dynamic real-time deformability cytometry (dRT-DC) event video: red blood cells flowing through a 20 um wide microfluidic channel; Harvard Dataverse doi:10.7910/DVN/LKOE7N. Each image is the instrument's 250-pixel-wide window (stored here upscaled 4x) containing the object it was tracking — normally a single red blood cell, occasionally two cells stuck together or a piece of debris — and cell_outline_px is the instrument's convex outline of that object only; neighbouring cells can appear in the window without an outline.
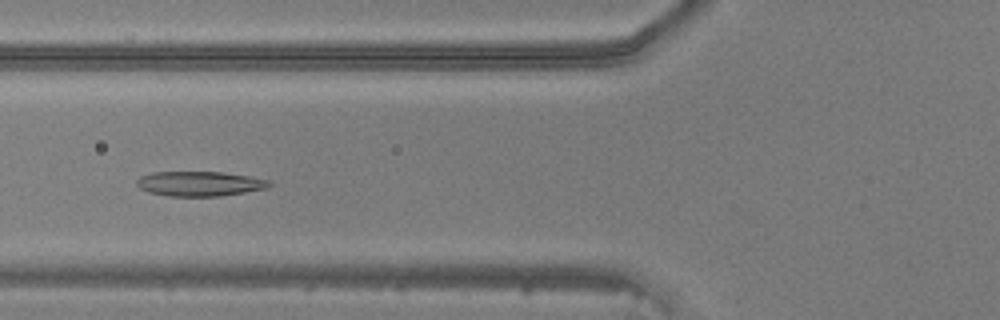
{"species": "common noctule bat (a hibernating species)", "species_latin": "Nyctalus noctula", "temperature_condition": "warm", "stored_images_in_passage": 47, "camera_frame_rate_fps": 3000, "um_per_image_px": 0.085, "animal": {"sex": "male", "body_mass_g": 20.5, "forearm_length_mm": 52.5}, "frame": {"image": 1, "passage_image": 18, "time_ms": 5.667, "image_size_px": [1000, 320], "cell_outline_px": [[272, 184], [268, 188], [220, 196], [168, 196], [148, 192], [140, 188], [136, 184], [136, 180], [140, 176], [152, 172], [224, 172], [248, 176], [268, 180]], "centroid_in_image_um": [16.95, 15.61], "position_along_channel_um": 108.9, "area_um2": 19.13}}
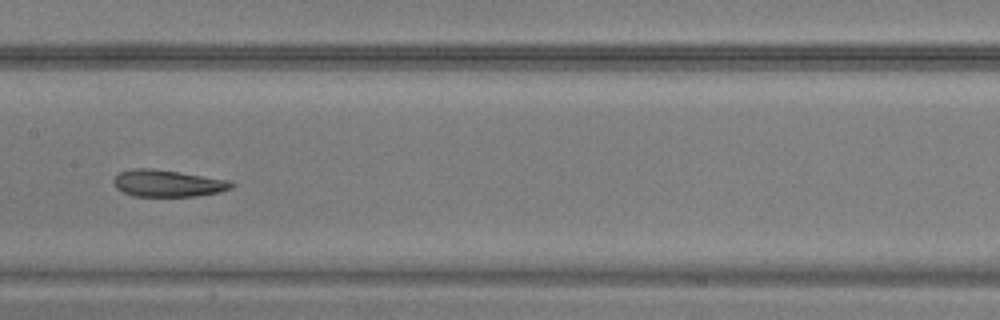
{"frame": {"image": 2, "passage_image": 24, "time_ms": 7.667, "image_size_px": [1000, 320], "cell_outline_px": [[236, 184], [232, 188], [220, 192], [196, 196], [132, 196], [116, 188], [112, 180], [120, 172], [132, 168], [148, 168], [180, 172], [232, 180]], "centroid_in_image_um": [14.3, 15.58], "position_along_channel_um": 193.1, "area_um2": 18.61}}
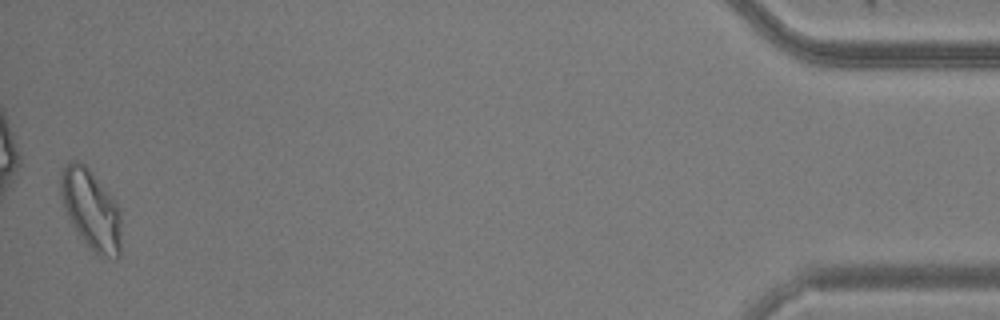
{"frame": {"image": 3, "passage_image": 47, "time_ms": 15.333, "image_size_px": [1000, 320], "cell_outline_px": [[120, 256], [116, 260], [100, 256], [84, 240], [72, 224], [68, 216], [60, 196], [60, 176], [64, 168], [72, 160], [76, 160], [84, 164], [92, 172], [120, 208]], "centroid_in_image_um": [7.75, 17.82], "position_along_channel_um": 427.4, "area_um2": 27.74}}